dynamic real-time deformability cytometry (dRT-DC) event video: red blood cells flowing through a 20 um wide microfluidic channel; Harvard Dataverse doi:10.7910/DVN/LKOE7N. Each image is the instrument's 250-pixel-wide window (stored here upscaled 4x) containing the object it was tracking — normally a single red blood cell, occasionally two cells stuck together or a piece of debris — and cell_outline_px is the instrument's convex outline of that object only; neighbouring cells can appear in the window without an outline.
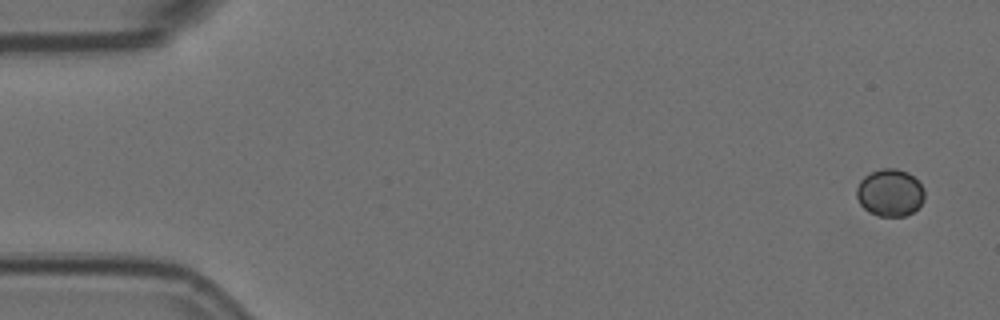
{"species": "Egyptian fruit bat (a non-hibernating species)", "species_latin": "Rousettus aegyptiacus", "temperature_condition": "room temperature", "stored_images_in_passage": 2, "camera_frame_rate_fps": 3000, "um_per_image_px": 0.085, "animal": {"sex": "female"}, "frame": {"image": 1, "passage_image": 2, "time_ms": 0.333, "image_size_px": [1000, 320], "cell_outline_px": [[924, 200], [912, 212], [904, 216], [876, 216], [868, 212], [860, 204], [856, 196], [856, 188], [860, 180], [864, 176], [880, 168], [896, 168], [908, 172], [924, 188]], "centroid_in_image_um": [75.62, 16.38], "position_along_channel_um": 9.4, "area_um2": 18.79}}